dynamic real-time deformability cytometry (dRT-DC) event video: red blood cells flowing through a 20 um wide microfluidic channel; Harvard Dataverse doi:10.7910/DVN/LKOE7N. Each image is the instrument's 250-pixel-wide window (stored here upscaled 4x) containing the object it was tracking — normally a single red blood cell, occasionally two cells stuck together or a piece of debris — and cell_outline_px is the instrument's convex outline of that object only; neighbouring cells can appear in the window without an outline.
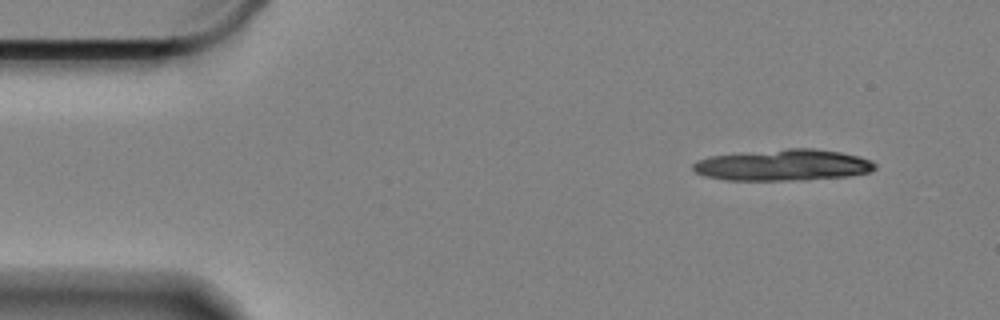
{"species": "Egyptian fruit bat (a non-hibernating species)", "species_latin": "Rousettus aegyptiacus", "temperature_condition": "cold", "stored_images_in_passage": 11, "camera_frame_rate_fps": 3000, "um_per_image_px": 0.085, "animal": {"sex": "female"}, "frame": {"image": 1, "passage_image": 1, "time_ms": 0.0, "image_size_px": [1000, 320], "cell_outline_px": [[876, 168], [868, 172], [848, 176], [788, 180], [728, 180], [704, 176], [696, 172], [692, 168], [692, 164], [696, 160], [708, 156], [788, 148], [812, 148], [840, 152], [860, 156], [872, 160], [876, 164]], "centroid_in_image_um": [66.55, 14.02], "position_along_channel_um": 18.5, "area_um2": 33.12}}